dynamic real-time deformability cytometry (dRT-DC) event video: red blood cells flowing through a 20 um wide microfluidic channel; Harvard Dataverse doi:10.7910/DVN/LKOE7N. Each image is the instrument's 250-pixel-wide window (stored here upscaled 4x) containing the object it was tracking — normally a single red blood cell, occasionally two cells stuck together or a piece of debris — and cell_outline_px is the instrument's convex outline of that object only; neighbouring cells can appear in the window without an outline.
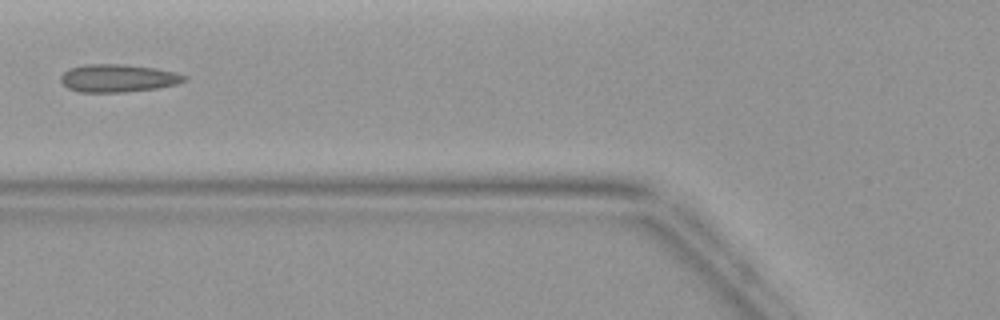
{"species": "common noctule bat (a hibernating species)", "species_latin": "Nyctalus noctula", "temperature_condition": "warm", "stored_images_in_passage": 3, "camera_frame_rate_fps": 3000, "um_per_image_px": 0.085, "animal": {"sex": "female", "body_mass_g": 19.9}, "frame": {"image": 1, "passage_image": 3, "time_ms": 2.333, "image_size_px": [1000, 320], "cell_outline_px": [[188, 80], [176, 84], [156, 88], [124, 92], [80, 92], [68, 88], [60, 80], [60, 76], [68, 68], [84, 64], [124, 64], [156, 68], [176, 72], [188, 76]], "centroid_in_image_um": [10.04, 6.63], "position_along_channel_um": 115.8, "area_um2": 20.17}}